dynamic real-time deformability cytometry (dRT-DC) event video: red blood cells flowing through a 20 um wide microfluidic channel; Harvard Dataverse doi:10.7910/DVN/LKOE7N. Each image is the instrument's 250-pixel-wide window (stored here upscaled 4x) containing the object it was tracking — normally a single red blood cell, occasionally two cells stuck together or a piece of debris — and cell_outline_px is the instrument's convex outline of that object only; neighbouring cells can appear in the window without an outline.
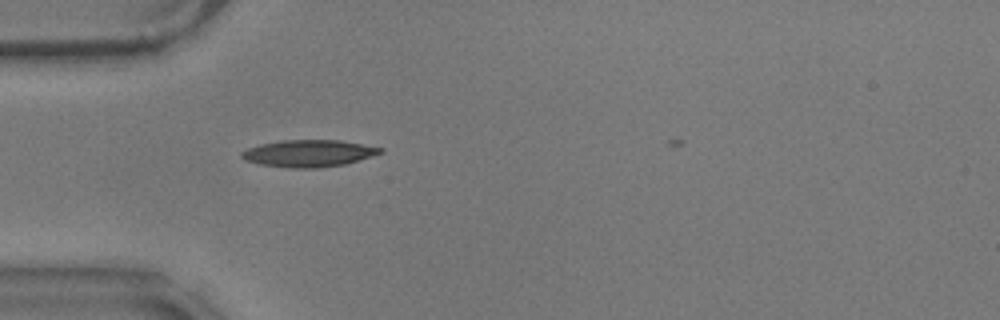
{"species": "common noctule bat (a hibernating species)", "species_latin": "Nyctalus noctula", "temperature_condition": "warm", "stored_images_in_passage": 36, "camera_frame_rate_fps": 3000, "um_per_image_px": 0.085, "animal": {"sex": "male", "body_mass_g": 17.9}, "frame": {"image": 1, "passage_image": 2, "time_ms": 0.333, "image_size_px": [1000, 320], "cell_outline_px": [[384, 152], [372, 156], [344, 164], [320, 168], [288, 168], [260, 164], [244, 160], [240, 156], [240, 152], [248, 148], [260, 144], [280, 140], [340, 140], [384, 148]], "centroid_in_image_um": [26.22, 13.03], "position_along_channel_um": 58.8, "area_um2": 21.91}}
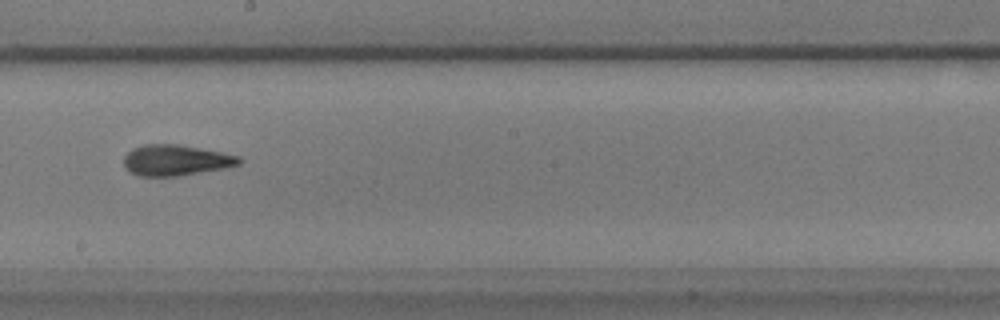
{"frame": {"image": 2, "passage_image": 17, "time_ms": 5.333, "image_size_px": [1000, 320], "cell_outline_px": [[240, 164], [224, 168], [180, 176], [136, 176], [124, 168], [124, 156], [132, 148], [144, 144], [180, 144], [240, 156]], "centroid_in_image_um": [14.9, 13.62], "position_along_channel_um": 233.3, "area_um2": 20.81}}
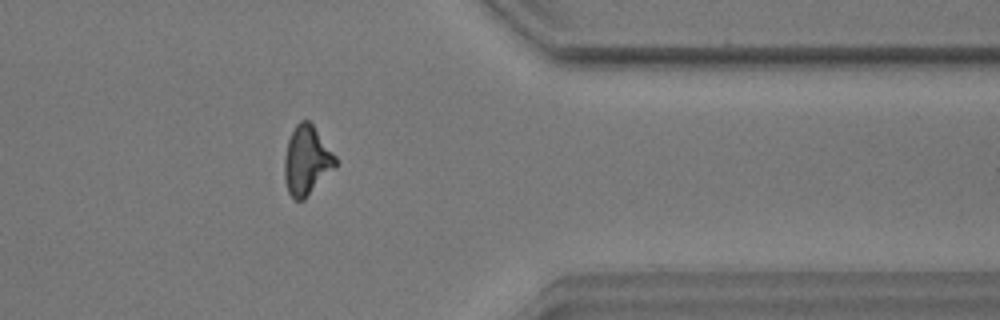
{"frame": {"image": 3, "passage_image": 31, "time_ms": 10.0, "image_size_px": [1000, 320], "cell_outline_px": [[336, 168], [304, 200], [296, 200], [288, 192], [284, 180], [284, 156], [288, 140], [296, 124], [300, 120], [308, 120], [312, 124], [336, 156]], "centroid_in_image_um": [26.07, 13.66], "position_along_channel_um": 385.3, "area_um2": 20.63}}